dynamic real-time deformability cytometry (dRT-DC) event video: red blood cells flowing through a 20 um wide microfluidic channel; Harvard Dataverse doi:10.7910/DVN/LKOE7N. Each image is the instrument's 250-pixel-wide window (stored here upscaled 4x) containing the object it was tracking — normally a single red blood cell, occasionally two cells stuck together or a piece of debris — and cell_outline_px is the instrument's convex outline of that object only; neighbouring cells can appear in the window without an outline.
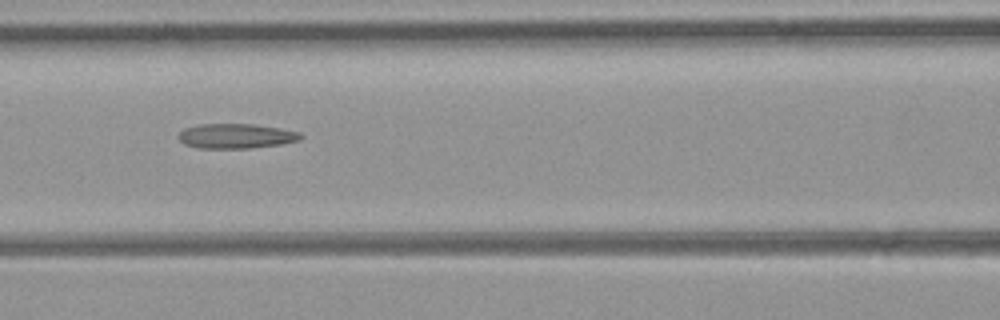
{"species": "common noctule bat (a hibernating species)", "species_latin": "Nyctalus noctula", "temperature_condition": "room temperature", "stored_images_in_passage": 34, "camera_frame_rate_fps": 3000, "um_per_image_px": 0.085, "animal": {"sex": "female", "body_mass_g": 21.9}, "frame": {"image": 1, "passage_image": 8, "time_ms": 2.333, "image_size_px": [1000, 320], "cell_outline_px": [[304, 136], [300, 140], [280, 144], [252, 148], [200, 148], [184, 144], [176, 136], [184, 128], [200, 124], [252, 124], [280, 128], [300, 132]], "centroid_in_image_um": [20.06, 11.56], "position_along_channel_um": 146.5, "area_um2": 17.69}}
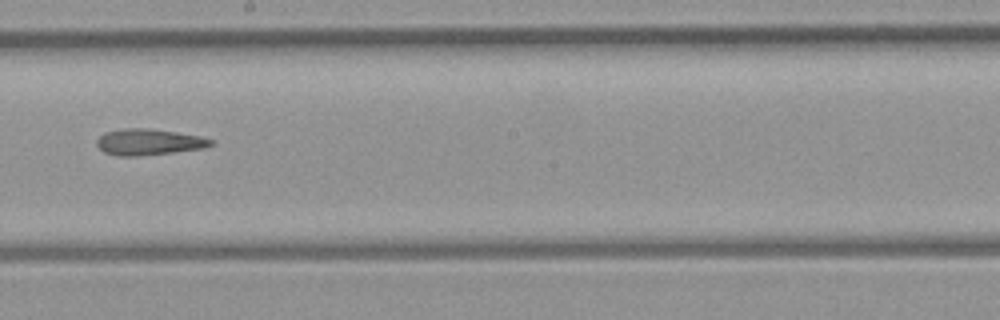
{"frame": {"image": 2, "passage_image": 14, "time_ms": 4.333, "image_size_px": [1000, 320], "cell_outline_px": [[216, 140], [212, 144], [204, 148], [140, 156], [116, 156], [104, 152], [96, 144], [96, 140], [104, 132], [124, 128], [148, 128], [176, 132], [200, 136]], "centroid_in_image_um": [12.63, 12.07], "position_along_channel_um": 235.6, "area_um2": 17.46}}
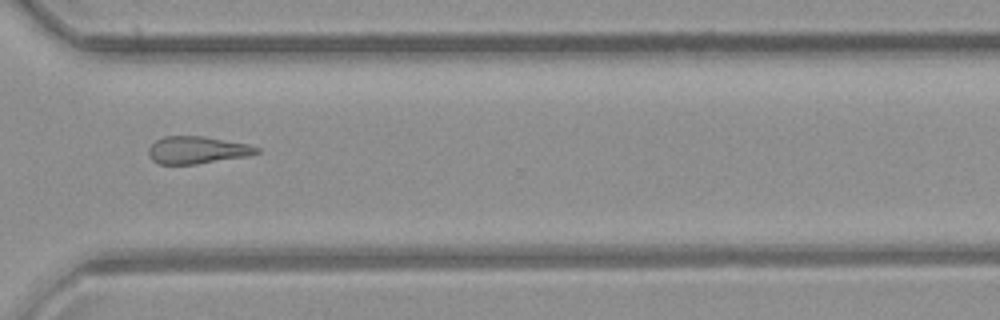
{"frame": {"image": 3, "passage_image": 22, "time_ms": 7.0, "image_size_px": [1000, 320], "cell_outline_px": [[260, 152], [248, 156], [196, 164], [160, 164], [152, 160], [148, 156], [148, 148], [156, 140], [164, 136], [204, 136], [248, 144], [260, 148]], "centroid_in_image_um": [16.75, 12.75], "position_along_channel_um": 353.9, "area_um2": 17.28}}